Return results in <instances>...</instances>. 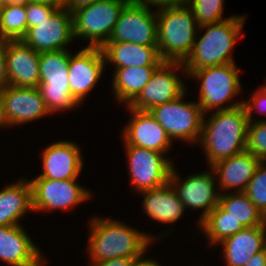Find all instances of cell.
I'll use <instances>...</instances> for the list:
<instances>
[{"instance_id": "cell-23", "label": "cell", "mask_w": 266, "mask_h": 266, "mask_svg": "<svg viewBox=\"0 0 266 266\" xmlns=\"http://www.w3.org/2000/svg\"><path fill=\"white\" fill-rule=\"evenodd\" d=\"M226 266H244L266 248V226L245 227L220 242Z\"/></svg>"}, {"instance_id": "cell-10", "label": "cell", "mask_w": 266, "mask_h": 266, "mask_svg": "<svg viewBox=\"0 0 266 266\" xmlns=\"http://www.w3.org/2000/svg\"><path fill=\"white\" fill-rule=\"evenodd\" d=\"M122 144L127 159L130 186L135 193L151 190L169 182L174 160L157 151L126 145L124 142Z\"/></svg>"}, {"instance_id": "cell-2", "label": "cell", "mask_w": 266, "mask_h": 266, "mask_svg": "<svg viewBox=\"0 0 266 266\" xmlns=\"http://www.w3.org/2000/svg\"><path fill=\"white\" fill-rule=\"evenodd\" d=\"M204 114L198 144L208 167L246 151L248 119L243 105Z\"/></svg>"}, {"instance_id": "cell-33", "label": "cell", "mask_w": 266, "mask_h": 266, "mask_svg": "<svg viewBox=\"0 0 266 266\" xmlns=\"http://www.w3.org/2000/svg\"><path fill=\"white\" fill-rule=\"evenodd\" d=\"M251 96L248 100H243L242 105L245 109L248 123H253L255 121H266L265 118L254 119L253 114L258 113L260 115L266 116V80L263 85L256 90L249 93Z\"/></svg>"}, {"instance_id": "cell-38", "label": "cell", "mask_w": 266, "mask_h": 266, "mask_svg": "<svg viewBox=\"0 0 266 266\" xmlns=\"http://www.w3.org/2000/svg\"><path fill=\"white\" fill-rule=\"evenodd\" d=\"M98 0H67L64 7L72 14L80 8L91 5Z\"/></svg>"}, {"instance_id": "cell-11", "label": "cell", "mask_w": 266, "mask_h": 266, "mask_svg": "<svg viewBox=\"0 0 266 266\" xmlns=\"http://www.w3.org/2000/svg\"><path fill=\"white\" fill-rule=\"evenodd\" d=\"M176 169L172 167L169 181L183 203L185 210H201L197 225L219 204L220 192L216 176L211 167L207 171L188 174L182 178Z\"/></svg>"}, {"instance_id": "cell-34", "label": "cell", "mask_w": 266, "mask_h": 266, "mask_svg": "<svg viewBox=\"0 0 266 266\" xmlns=\"http://www.w3.org/2000/svg\"><path fill=\"white\" fill-rule=\"evenodd\" d=\"M59 8L46 4L26 2L27 28L37 26V23L48 20Z\"/></svg>"}, {"instance_id": "cell-15", "label": "cell", "mask_w": 266, "mask_h": 266, "mask_svg": "<svg viewBox=\"0 0 266 266\" xmlns=\"http://www.w3.org/2000/svg\"><path fill=\"white\" fill-rule=\"evenodd\" d=\"M3 118L7 128L28 124L51 116L37 87L8 85L0 92Z\"/></svg>"}, {"instance_id": "cell-16", "label": "cell", "mask_w": 266, "mask_h": 266, "mask_svg": "<svg viewBox=\"0 0 266 266\" xmlns=\"http://www.w3.org/2000/svg\"><path fill=\"white\" fill-rule=\"evenodd\" d=\"M21 40L39 53L68 50L75 40L72 14L65 7L57 9L48 20L27 28Z\"/></svg>"}, {"instance_id": "cell-7", "label": "cell", "mask_w": 266, "mask_h": 266, "mask_svg": "<svg viewBox=\"0 0 266 266\" xmlns=\"http://www.w3.org/2000/svg\"><path fill=\"white\" fill-rule=\"evenodd\" d=\"M187 93L186 90L177 99L153 107L149 111L165 129L172 142L180 140L194 146L198 145L201 139L204 112L197 101H185Z\"/></svg>"}, {"instance_id": "cell-37", "label": "cell", "mask_w": 266, "mask_h": 266, "mask_svg": "<svg viewBox=\"0 0 266 266\" xmlns=\"http://www.w3.org/2000/svg\"><path fill=\"white\" fill-rule=\"evenodd\" d=\"M133 258L119 257L102 262L88 263L89 266H131Z\"/></svg>"}, {"instance_id": "cell-8", "label": "cell", "mask_w": 266, "mask_h": 266, "mask_svg": "<svg viewBox=\"0 0 266 266\" xmlns=\"http://www.w3.org/2000/svg\"><path fill=\"white\" fill-rule=\"evenodd\" d=\"M129 0H98L72 13L73 35L88 47H102L109 39L119 14Z\"/></svg>"}, {"instance_id": "cell-35", "label": "cell", "mask_w": 266, "mask_h": 266, "mask_svg": "<svg viewBox=\"0 0 266 266\" xmlns=\"http://www.w3.org/2000/svg\"><path fill=\"white\" fill-rule=\"evenodd\" d=\"M8 41L0 37V92L9 85L6 73V49Z\"/></svg>"}, {"instance_id": "cell-21", "label": "cell", "mask_w": 266, "mask_h": 266, "mask_svg": "<svg viewBox=\"0 0 266 266\" xmlns=\"http://www.w3.org/2000/svg\"><path fill=\"white\" fill-rule=\"evenodd\" d=\"M260 162L255 155L244 151L212 165L219 192H244Z\"/></svg>"}, {"instance_id": "cell-3", "label": "cell", "mask_w": 266, "mask_h": 266, "mask_svg": "<svg viewBox=\"0 0 266 266\" xmlns=\"http://www.w3.org/2000/svg\"><path fill=\"white\" fill-rule=\"evenodd\" d=\"M246 15H235L224 21L200 26L192 51L183 63L186 71L235 63L233 53L242 33ZM201 30V31H200ZM203 30H205L203 32ZM202 33L199 36L198 33Z\"/></svg>"}, {"instance_id": "cell-5", "label": "cell", "mask_w": 266, "mask_h": 266, "mask_svg": "<svg viewBox=\"0 0 266 266\" xmlns=\"http://www.w3.org/2000/svg\"><path fill=\"white\" fill-rule=\"evenodd\" d=\"M240 70L236 63H228L196 71H186L184 78H191L196 80V83H200L198 84L200 87L196 101L204 114L242 105V99L241 101L233 99L243 93L241 92L243 89L240 81ZM230 101L232 102L230 103ZM227 103L229 104L227 105Z\"/></svg>"}, {"instance_id": "cell-12", "label": "cell", "mask_w": 266, "mask_h": 266, "mask_svg": "<svg viewBox=\"0 0 266 266\" xmlns=\"http://www.w3.org/2000/svg\"><path fill=\"white\" fill-rule=\"evenodd\" d=\"M157 10L139 0H129L119 14L107 42L157 45Z\"/></svg>"}, {"instance_id": "cell-24", "label": "cell", "mask_w": 266, "mask_h": 266, "mask_svg": "<svg viewBox=\"0 0 266 266\" xmlns=\"http://www.w3.org/2000/svg\"><path fill=\"white\" fill-rule=\"evenodd\" d=\"M105 63L114 68L160 66L157 45H140L132 42H106L102 47Z\"/></svg>"}, {"instance_id": "cell-18", "label": "cell", "mask_w": 266, "mask_h": 266, "mask_svg": "<svg viewBox=\"0 0 266 266\" xmlns=\"http://www.w3.org/2000/svg\"><path fill=\"white\" fill-rule=\"evenodd\" d=\"M41 152L42 172L35 178L78 179L83 170L84 158L76 142L56 140L44 147Z\"/></svg>"}, {"instance_id": "cell-6", "label": "cell", "mask_w": 266, "mask_h": 266, "mask_svg": "<svg viewBox=\"0 0 266 266\" xmlns=\"http://www.w3.org/2000/svg\"><path fill=\"white\" fill-rule=\"evenodd\" d=\"M70 48L40 53L38 89L51 115L76 110L80 104L72 97L68 82Z\"/></svg>"}, {"instance_id": "cell-9", "label": "cell", "mask_w": 266, "mask_h": 266, "mask_svg": "<svg viewBox=\"0 0 266 266\" xmlns=\"http://www.w3.org/2000/svg\"><path fill=\"white\" fill-rule=\"evenodd\" d=\"M32 188L33 212H68L79 204L92 199L93 192L79 184V179L53 180L48 178L28 179Z\"/></svg>"}, {"instance_id": "cell-26", "label": "cell", "mask_w": 266, "mask_h": 266, "mask_svg": "<svg viewBox=\"0 0 266 266\" xmlns=\"http://www.w3.org/2000/svg\"><path fill=\"white\" fill-rule=\"evenodd\" d=\"M159 66L115 68L112 78V94L116 103L128 106L141 92Z\"/></svg>"}, {"instance_id": "cell-43", "label": "cell", "mask_w": 266, "mask_h": 266, "mask_svg": "<svg viewBox=\"0 0 266 266\" xmlns=\"http://www.w3.org/2000/svg\"><path fill=\"white\" fill-rule=\"evenodd\" d=\"M15 1H17V0H0V8L4 7L5 5H7L9 3L15 2Z\"/></svg>"}, {"instance_id": "cell-1", "label": "cell", "mask_w": 266, "mask_h": 266, "mask_svg": "<svg viewBox=\"0 0 266 266\" xmlns=\"http://www.w3.org/2000/svg\"><path fill=\"white\" fill-rule=\"evenodd\" d=\"M90 218V222H87L89 236L85 250L89 258L88 263L102 262L119 257H139L144 252H148L150 246L155 243L154 241L164 240L174 231V227H170L165 231L163 230V233L155 235V237L152 233L138 230L118 219H110V217L99 215Z\"/></svg>"}, {"instance_id": "cell-4", "label": "cell", "mask_w": 266, "mask_h": 266, "mask_svg": "<svg viewBox=\"0 0 266 266\" xmlns=\"http://www.w3.org/2000/svg\"><path fill=\"white\" fill-rule=\"evenodd\" d=\"M199 26L187 5L157 10V48L163 62L184 63L190 55Z\"/></svg>"}, {"instance_id": "cell-41", "label": "cell", "mask_w": 266, "mask_h": 266, "mask_svg": "<svg viewBox=\"0 0 266 266\" xmlns=\"http://www.w3.org/2000/svg\"><path fill=\"white\" fill-rule=\"evenodd\" d=\"M23 1L46 4L57 8H63L65 5L64 0H23Z\"/></svg>"}, {"instance_id": "cell-14", "label": "cell", "mask_w": 266, "mask_h": 266, "mask_svg": "<svg viewBox=\"0 0 266 266\" xmlns=\"http://www.w3.org/2000/svg\"><path fill=\"white\" fill-rule=\"evenodd\" d=\"M70 52L68 82L72 97L81 105L95 89L107 67L101 47L84 46Z\"/></svg>"}, {"instance_id": "cell-19", "label": "cell", "mask_w": 266, "mask_h": 266, "mask_svg": "<svg viewBox=\"0 0 266 266\" xmlns=\"http://www.w3.org/2000/svg\"><path fill=\"white\" fill-rule=\"evenodd\" d=\"M24 226H0V261L7 266H45L48 259Z\"/></svg>"}, {"instance_id": "cell-36", "label": "cell", "mask_w": 266, "mask_h": 266, "mask_svg": "<svg viewBox=\"0 0 266 266\" xmlns=\"http://www.w3.org/2000/svg\"><path fill=\"white\" fill-rule=\"evenodd\" d=\"M141 3L155 9L187 5L189 0H139Z\"/></svg>"}, {"instance_id": "cell-40", "label": "cell", "mask_w": 266, "mask_h": 266, "mask_svg": "<svg viewBox=\"0 0 266 266\" xmlns=\"http://www.w3.org/2000/svg\"><path fill=\"white\" fill-rule=\"evenodd\" d=\"M244 266H266V248L255 253Z\"/></svg>"}, {"instance_id": "cell-27", "label": "cell", "mask_w": 266, "mask_h": 266, "mask_svg": "<svg viewBox=\"0 0 266 266\" xmlns=\"http://www.w3.org/2000/svg\"><path fill=\"white\" fill-rule=\"evenodd\" d=\"M196 227L197 231L200 230L204 234L210 247L217 246L224 239L245 228L219 204Z\"/></svg>"}, {"instance_id": "cell-30", "label": "cell", "mask_w": 266, "mask_h": 266, "mask_svg": "<svg viewBox=\"0 0 266 266\" xmlns=\"http://www.w3.org/2000/svg\"><path fill=\"white\" fill-rule=\"evenodd\" d=\"M224 4V0H189L188 3L199 27L218 23L235 16H223Z\"/></svg>"}, {"instance_id": "cell-22", "label": "cell", "mask_w": 266, "mask_h": 266, "mask_svg": "<svg viewBox=\"0 0 266 266\" xmlns=\"http://www.w3.org/2000/svg\"><path fill=\"white\" fill-rule=\"evenodd\" d=\"M143 196L142 210L151 221L173 224L184 215L185 207L170 181L166 184L139 192Z\"/></svg>"}, {"instance_id": "cell-29", "label": "cell", "mask_w": 266, "mask_h": 266, "mask_svg": "<svg viewBox=\"0 0 266 266\" xmlns=\"http://www.w3.org/2000/svg\"><path fill=\"white\" fill-rule=\"evenodd\" d=\"M26 32V1L17 0L0 8V37L21 40Z\"/></svg>"}, {"instance_id": "cell-20", "label": "cell", "mask_w": 266, "mask_h": 266, "mask_svg": "<svg viewBox=\"0 0 266 266\" xmlns=\"http://www.w3.org/2000/svg\"><path fill=\"white\" fill-rule=\"evenodd\" d=\"M40 53L22 40H9L6 49V73L9 85L38 87Z\"/></svg>"}, {"instance_id": "cell-39", "label": "cell", "mask_w": 266, "mask_h": 266, "mask_svg": "<svg viewBox=\"0 0 266 266\" xmlns=\"http://www.w3.org/2000/svg\"><path fill=\"white\" fill-rule=\"evenodd\" d=\"M146 252L139 257L133 258L131 266H161V263L157 262L154 258H146Z\"/></svg>"}, {"instance_id": "cell-42", "label": "cell", "mask_w": 266, "mask_h": 266, "mask_svg": "<svg viewBox=\"0 0 266 266\" xmlns=\"http://www.w3.org/2000/svg\"><path fill=\"white\" fill-rule=\"evenodd\" d=\"M1 128L7 129V125H6L4 118H3L2 100H1V96H0V129Z\"/></svg>"}, {"instance_id": "cell-25", "label": "cell", "mask_w": 266, "mask_h": 266, "mask_svg": "<svg viewBox=\"0 0 266 266\" xmlns=\"http://www.w3.org/2000/svg\"><path fill=\"white\" fill-rule=\"evenodd\" d=\"M30 211L32 188L27 178H19L0 190V226L20 225V219Z\"/></svg>"}, {"instance_id": "cell-28", "label": "cell", "mask_w": 266, "mask_h": 266, "mask_svg": "<svg viewBox=\"0 0 266 266\" xmlns=\"http://www.w3.org/2000/svg\"><path fill=\"white\" fill-rule=\"evenodd\" d=\"M219 205L244 227L266 226L264 215L244 192L220 193Z\"/></svg>"}, {"instance_id": "cell-31", "label": "cell", "mask_w": 266, "mask_h": 266, "mask_svg": "<svg viewBox=\"0 0 266 266\" xmlns=\"http://www.w3.org/2000/svg\"><path fill=\"white\" fill-rule=\"evenodd\" d=\"M244 193L251 202L266 214V162H260Z\"/></svg>"}, {"instance_id": "cell-17", "label": "cell", "mask_w": 266, "mask_h": 266, "mask_svg": "<svg viewBox=\"0 0 266 266\" xmlns=\"http://www.w3.org/2000/svg\"><path fill=\"white\" fill-rule=\"evenodd\" d=\"M124 107L129 112L130 119L123 127L121 141L126 145L143 147L165 155L169 154L174 143L150 111Z\"/></svg>"}, {"instance_id": "cell-32", "label": "cell", "mask_w": 266, "mask_h": 266, "mask_svg": "<svg viewBox=\"0 0 266 266\" xmlns=\"http://www.w3.org/2000/svg\"><path fill=\"white\" fill-rule=\"evenodd\" d=\"M246 151L266 162V121L248 123Z\"/></svg>"}, {"instance_id": "cell-13", "label": "cell", "mask_w": 266, "mask_h": 266, "mask_svg": "<svg viewBox=\"0 0 266 266\" xmlns=\"http://www.w3.org/2000/svg\"><path fill=\"white\" fill-rule=\"evenodd\" d=\"M178 72L183 74L182 77L186 75L183 63L163 62L128 107L149 111L153 107L177 99L188 90L181 77L182 74Z\"/></svg>"}]
</instances>
